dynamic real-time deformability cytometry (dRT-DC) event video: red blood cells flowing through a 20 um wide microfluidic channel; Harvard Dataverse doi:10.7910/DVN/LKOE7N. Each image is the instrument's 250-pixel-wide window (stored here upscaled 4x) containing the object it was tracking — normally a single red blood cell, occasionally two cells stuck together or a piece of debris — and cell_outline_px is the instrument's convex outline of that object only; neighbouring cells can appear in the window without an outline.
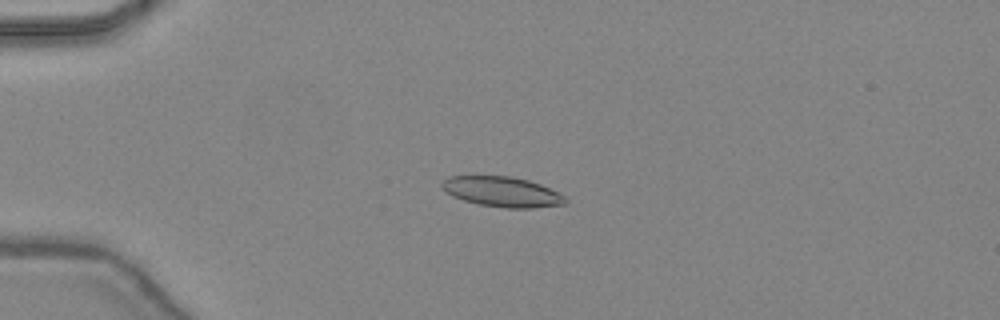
{"species": "common noctule bat (a hibernating species)", "species_latin": "Nyctalus noctula", "temperature_condition": "warm", "stored_images_in_passage": 47, "camera_frame_rate_fps": 3000, "um_per_image_px": 0.085, "animal": {"sex": "female", "body_mass_g": 24.6, "forearm_length_mm": 56.2}, "frame": {"image": 1, "passage_image": 13, "time_ms": 4.0, "image_size_px": [1000, 320], "cell_outline_px": [[568, 200], [564, 204], [532, 208], [504, 208], [480, 204], [464, 200], [452, 196], [444, 192], [440, 184], [448, 176], [508, 176], [528, 180], [540, 184], [564, 196]], "centroid_in_image_um": [42.64, 16.3], "position_along_channel_um": 42.4, "area_um2": 21.56}}
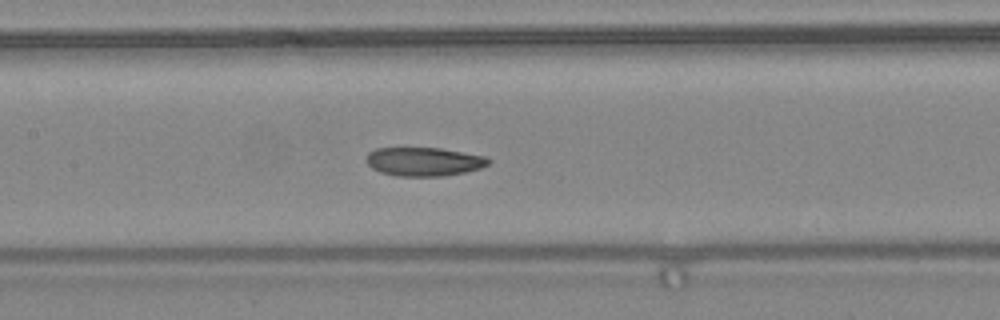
{"frame": {"image": 2, "passage_image": 24, "time_ms": 7.667, "image_size_px": [1000, 320], "cell_outline_px": [[492, 160], [488, 164], [480, 168], [464, 172], [440, 176], [396, 176], [380, 172], [372, 168], [364, 160], [368, 152], [376, 148], [440, 148], [484, 156]], "centroid_in_image_um": [35.98, 13.73], "position_along_channel_um": 171.4, "area_um2": 20.4}}
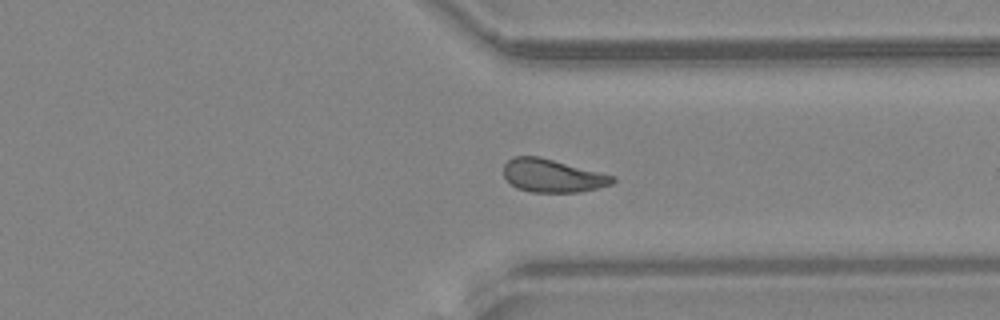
{"frame": {"image": 3, "passage_image": 37, "time_ms": 12.0, "image_size_px": [1000, 320], "cell_outline_px": [[616, 180], [612, 184], [580, 192], [532, 192], [516, 188], [504, 176], [504, 164], [512, 156], [540, 156], [616, 176]], "centroid_in_image_um": [46.97, 14.92], "position_along_channel_um": 364.4, "area_um2": 21.1}, "authors_computed_cell_mechanics": {"area_um2": 21.3282, "velocity_mm_per_s": 4.4573, "shape_relaxation_time_tau1_ms": 9.7748, "shape_relaxation_time_tau2_ms": 1.6422, "deformation_change_tau1": 0.2445, "deformation_change_tau2": 0.0841}}